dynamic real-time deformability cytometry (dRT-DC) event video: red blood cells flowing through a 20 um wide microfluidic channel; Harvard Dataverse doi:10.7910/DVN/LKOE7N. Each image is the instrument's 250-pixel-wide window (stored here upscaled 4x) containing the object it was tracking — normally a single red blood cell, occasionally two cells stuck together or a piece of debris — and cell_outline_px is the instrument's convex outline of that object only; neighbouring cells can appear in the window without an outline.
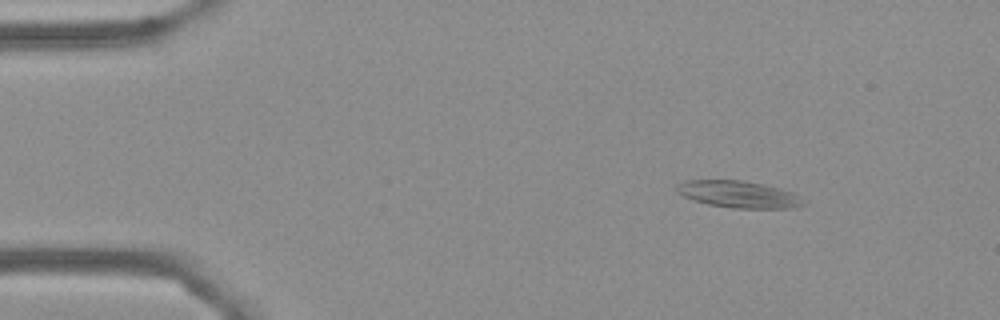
{"species": "Egyptian fruit bat (a non-hibernating species)", "species_latin": "Rousettus aegyptiacus", "temperature_condition": "cold", "stored_images_in_passage": 56, "camera_frame_rate_fps": 3000, "um_per_image_px": 0.085, "frame": {"image": 1, "passage_image": 7, "time_ms": 2.0, "image_size_px": [1000, 320], "cell_outline_px": [[808, 204], [792, 208], [732, 208], [708, 204], [692, 200], [676, 192], [676, 184], [688, 180], [740, 180], [760, 184], [792, 192], [808, 200]], "centroid_in_image_um": [62.8, 16.53], "position_along_channel_um": 22.2, "area_um2": 19.88}}
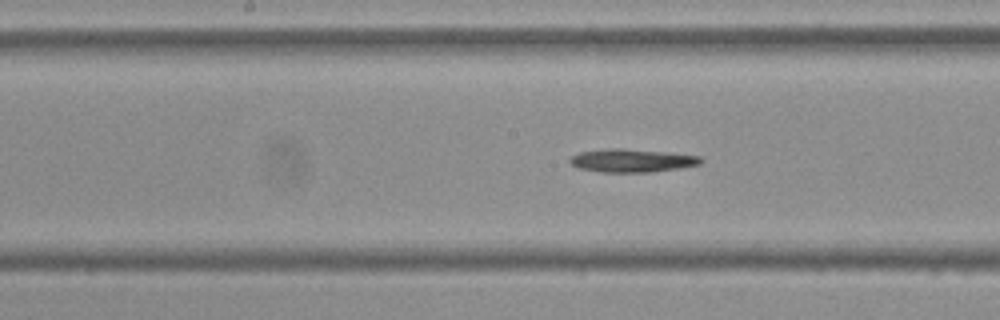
{"frame": {"image": 2, "passage_image": 28, "time_ms": 9.0, "image_size_px": [1000, 320], "cell_outline_px": [[704, 160], [700, 164], [680, 168], [648, 172], [600, 172], [576, 168], [568, 160], [572, 156], [580, 152], [608, 148], [624, 148], [668, 152], [700, 156]], "centroid_in_image_um": [53.7, 13.64], "position_along_channel_um": 194.5, "area_um2": 17.8}}
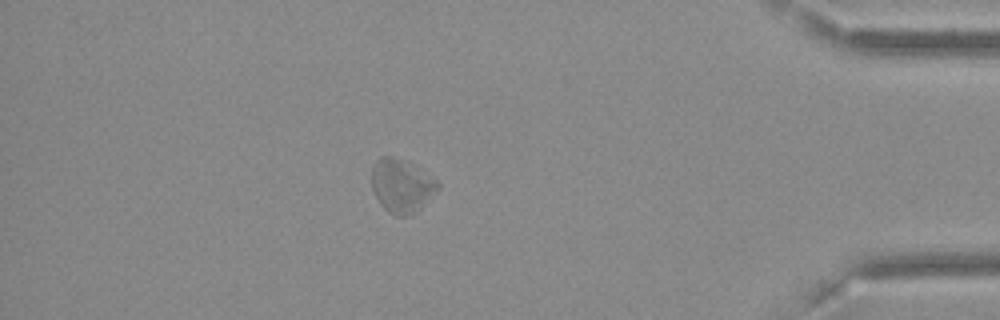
{"frame": {"image": 3, "passage_image": 49, "time_ms": 16.0, "image_size_px": [1000, 320], "cell_outline_px": [[440, 188], [416, 212], [404, 216], [396, 216], [388, 212], [380, 204], [372, 188], [372, 164], [380, 156], [392, 156], [400, 160], [436, 180], [440, 184]], "centroid_in_image_um": [34.09, 15.82], "position_along_channel_um": 401.1, "area_um2": 20.06}, "authors_computed_cell_mechanics": {"area_um2": 18.6116, "velocity_mm_per_s": 3.5633, "shape_relaxation_time_tau1_ms": 1.9995, "shape_relaxation_time_tau2_ms": null, "deformation_change_tau1": 0.0682, "deformation_change_tau2": null}}